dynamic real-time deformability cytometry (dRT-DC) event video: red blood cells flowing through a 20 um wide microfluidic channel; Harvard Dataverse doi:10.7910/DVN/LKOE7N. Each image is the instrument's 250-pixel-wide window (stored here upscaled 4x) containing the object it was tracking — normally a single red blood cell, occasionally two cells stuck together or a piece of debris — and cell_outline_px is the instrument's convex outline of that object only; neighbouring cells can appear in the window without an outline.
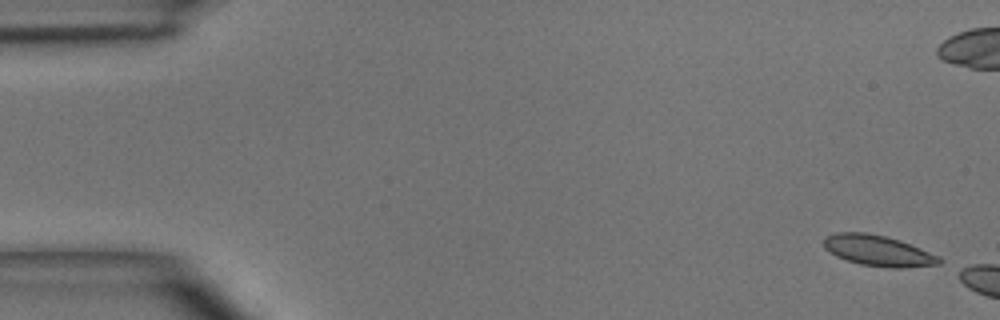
{"species": "common noctule bat (a hibernating species)", "species_latin": "Nyctalus noctula", "temperature_condition": "room temperature", "stored_images_in_passage": 3, "camera_frame_rate_fps": 3000, "um_per_image_px": 0.085, "animal": {"sex": "male", "body_mass_g": 15.6}, "frame": {"image": 1, "passage_image": 1, "time_ms": 0.0, "image_size_px": [1000, 320], "cell_outline_px": [[944, 260], [940, 264], [904, 268], [888, 268], [860, 264], [836, 256], [824, 248], [824, 236], [836, 232], [868, 232], [900, 240], [940, 256]], "centroid_in_image_um": [74.65, 21.3], "position_along_channel_um": 10.3, "area_um2": 20.87}}